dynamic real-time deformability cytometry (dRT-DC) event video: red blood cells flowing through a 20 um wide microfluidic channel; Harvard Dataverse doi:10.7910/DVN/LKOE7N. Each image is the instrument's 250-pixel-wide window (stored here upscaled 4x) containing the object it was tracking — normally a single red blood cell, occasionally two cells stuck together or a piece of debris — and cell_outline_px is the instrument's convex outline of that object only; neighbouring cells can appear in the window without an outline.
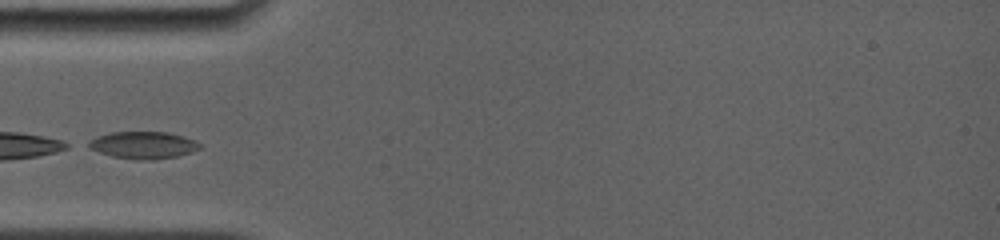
{"species": "common noctule bat (a hibernating species)", "species_latin": "Nyctalus noctula", "temperature_condition": "room temperature", "stored_images_in_passage": 14, "camera_frame_rate_fps": 4000, "um_per_image_px": 0.085, "animal": {"sex": "female", "body_mass_g": 19.0, "forearm_length_mm": 56.7}, "frame": {"image": 1, "passage_image": 1, "time_ms": 0.0, "image_size_px": [1000, 240], "cell_outline_px": [[204, 148], [192, 152], [176, 156], [112, 156], [100, 152], [84, 144], [108, 132], [168, 132], [184, 136], [196, 140]], "centroid_in_image_um": [12.24, 12.26], "position_along_channel_um": 72.8, "area_um2": 16.47}}
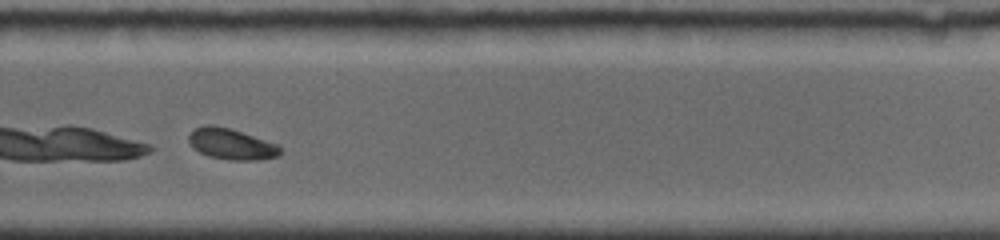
{"frame": {"image": 2, "passage_image": 10, "time_ms": 6.25, "image_size_px": [1000, 240], "cell_outline_px": [[284, 152], [280, 156], [260, 160], [228, 160], [208, 156], [192, 148], [188, 140], [188, 136], [196, 128], [204, 124], [212, 124], [232, 128], [280, 144]], "centroid_in_image_um": [19.73, 12.24], "position_along_channel_um": 310.1, "area_um2": 17.11}}
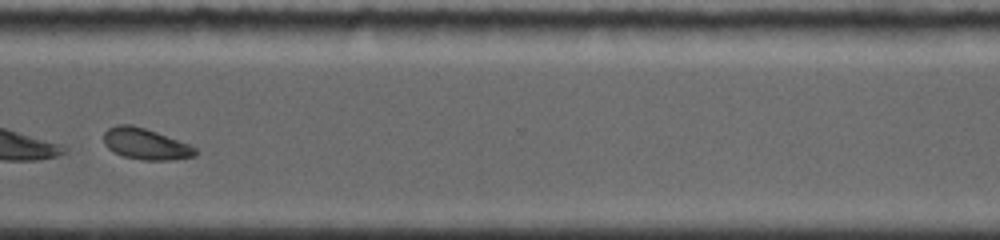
{"frame": {"image": 3, "passage_image": 12, "time_ms": 7.5, "image_size_px": [1000, 240], "cell_outline_px": [[196, 156], [172, 160], [144, 160], [124, 156], [108, 148], [104, 144], [104, 132], [108, 128], [116, 124], [132, 124], [156, 132], [188, 144], [196, 148]], "centroid_in_image_um": [12.36, 12.23], "position_along_channel_um": 358.2, "area_um2": 16.47}}